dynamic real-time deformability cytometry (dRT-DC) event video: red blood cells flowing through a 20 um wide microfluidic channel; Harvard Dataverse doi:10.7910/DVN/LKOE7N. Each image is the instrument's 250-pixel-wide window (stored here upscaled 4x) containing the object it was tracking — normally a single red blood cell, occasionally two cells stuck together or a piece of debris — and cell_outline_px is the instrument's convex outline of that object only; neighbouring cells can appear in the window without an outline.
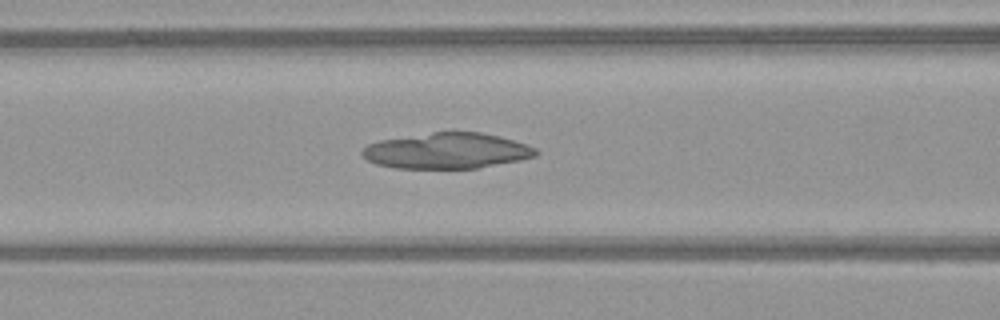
{"species": "common noctule bat (a hibernating species)", "species_latin": "Nyctalus noctula", "temperature_condition": "warm", "stored_images_in_passage": 42, "camera_frame_rate_fps": 3000, "um_per_image_px": 0.085, "animal": {"sex": "female", "body_mass_g": 21.9}, "frame": {"image": 1, "passage_image": 13, "time_ms": 4.0, "image_size_px": [1000, 320], "cell_outline_px": [[540, 152], [536, 156], [520, 160], [476, 168], [396, 168], [376, 164], [368, 160], [360, 152], [368, 144], [380, 140], [432, 132], [480, 132], [528, 144], [536, 148]], "centroid_in_image_um": [38.0, 12.82], "position_along_channel_um": 128.6, "area_um2": 35.95}}
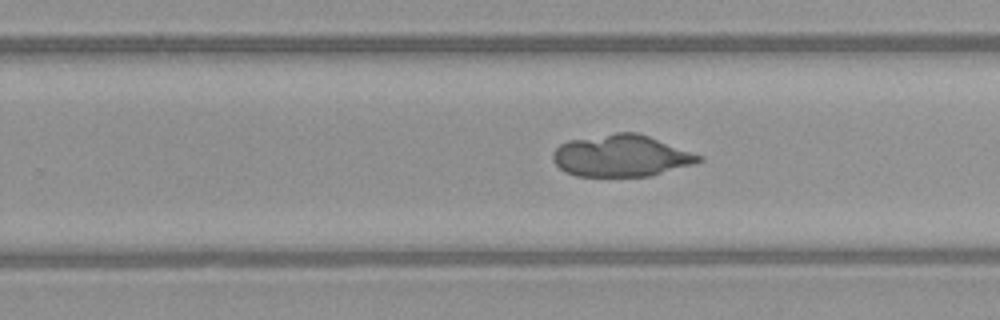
{"frame": {"image": 2, "passage_image": 24, "time_ms": 7.667, "image_size_px": [1000, 320], "cell_outline_px": [[704, 160], [696, 164], [652, 176], [576, 176], [564, 172], [552, 160], [552, 152], [560, 144], [568, 140], [616, 132], [636, 132], [648, 136], [704, 156]], "centroid_in_image_um": [52.82, 13.25], "position_along_channel_um": 277.0, "area_um2": 35.84}}
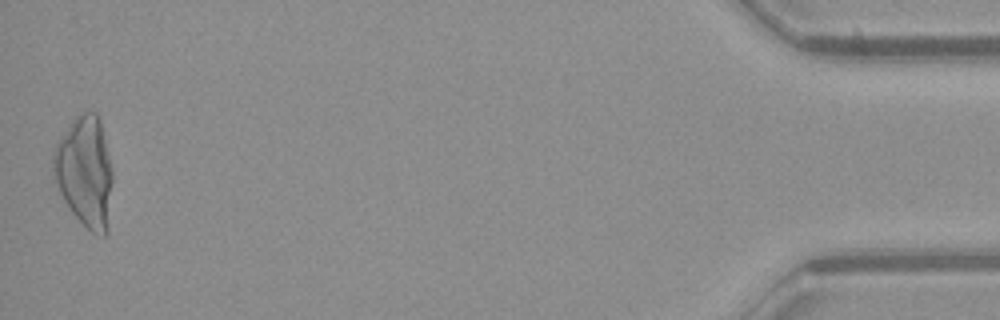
{"frame": {"image": 3, "passage_image": 42, "time_ms": 13.667, "image_size_px": [1000, 320], "cell_outline_px": [[112, 180], [108, 236], [104, 236], [92, 232], [72, 212], [64, 200], [60, 192], [52, 168], [52, 156], [56, 144], [60, 136], [72, 120], [76, 116], [84, 112], [96, 112], [100, 120], [112, 168]], "centroid_in_image_um": [7.23, 14.59], "position_along_channel_um": 428.0, "area_um2": 38.15}}